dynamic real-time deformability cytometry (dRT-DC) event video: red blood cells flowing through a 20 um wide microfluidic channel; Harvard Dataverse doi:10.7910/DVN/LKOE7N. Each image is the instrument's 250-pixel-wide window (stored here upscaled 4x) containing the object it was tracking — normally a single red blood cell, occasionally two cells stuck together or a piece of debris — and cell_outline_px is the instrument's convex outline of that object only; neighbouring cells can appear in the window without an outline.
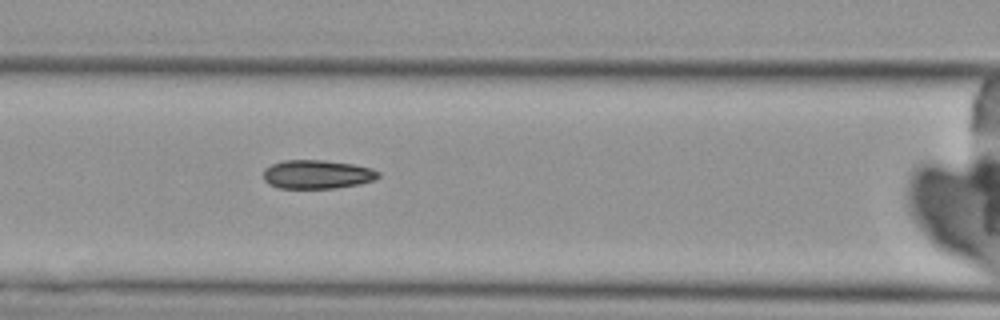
{"species": "Egyptian fruit bat (a non-hibernating species)", "species_latin": "Rousettus aegyptiacus", "temperature_condition": "cold", "stored_images_in_passage": 7, "camera_frame_rate_fps": 3000, "um_per_image_px": 0.085, "animal": {"sex": "female"}, "frame": {"image": 1, "passage_image": 7, "time_ms": 8.0, "image_size_px": [1000, 320], "cell_outline_px": [[380, 176], [372, 180], [360, 184], [336, 188], [280, 188], [268, 184], [264, 180], [264, 168], [272, 164], [284, 160], [324, 160], [352, 164], [372, 168], [380, 172]], "centroid_in_image_um": [26.95, 14.82], "position_along_channel_um": 139.6, "area_um2": 19.31}}